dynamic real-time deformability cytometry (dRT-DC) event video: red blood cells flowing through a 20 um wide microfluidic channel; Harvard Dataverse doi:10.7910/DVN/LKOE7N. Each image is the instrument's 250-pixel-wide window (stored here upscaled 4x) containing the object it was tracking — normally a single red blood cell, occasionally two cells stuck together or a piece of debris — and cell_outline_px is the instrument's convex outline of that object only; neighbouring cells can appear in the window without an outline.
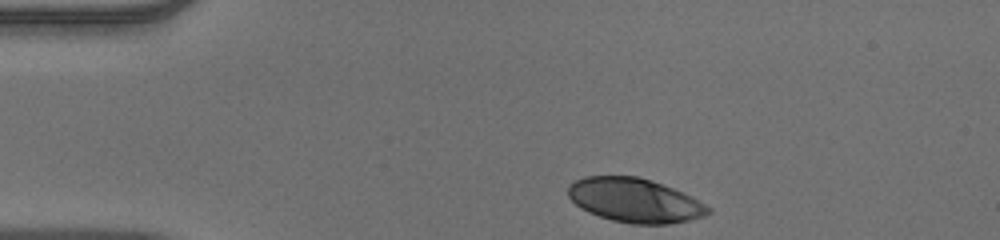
{"species": "human", "species_latin": "Homo sapiens", "temperature_condition": "warm", "stored_images_in_passage": 36, "camera_frame_rate_fps": 3000, "um_per_image_px": 0.085, "donor": {"sex": "male"}, "frame": {"image": 1, "passage_image": 1, "time_ms": 0.0, "image_size_px": [1000, 240], "cell_outline_px": [[712, 212], [704, 216], [688, 220], [668, 224], [632, 224], [612, 220], [588, 212], [580, 208], [568, 196], [568, 188], [576, 180], [584, 176], [636, 176], [672, 188], [712, 208]], "centroid_in_image_um": [53.93, 17.04], "position_along_channel_um": 31.1, "area_um2": 35.49}}
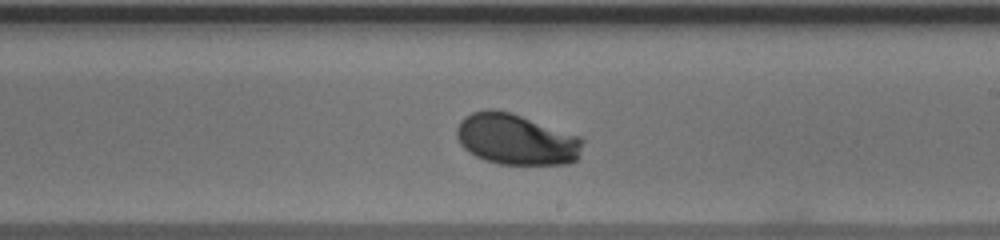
{"frame": {"image": 2, "passage_image": 22, "time_ms": 7.0, "image_size_px": [1000, 240], "cell_outline_px": [[584, 140], [580, 156], [576, 160], [568, 164], [500, 164], [484, 160], [468, 152], [460, 144], [456, 136], [456, 128], [460, 120], [464, 116], [472, 112], [488, 108], [492, 108], [512, 112], [580, 136]], "centroid_in_image_um": [43.87, 11.83], "position_along_channel_um": 245.1, "area_um2": 37.92}}
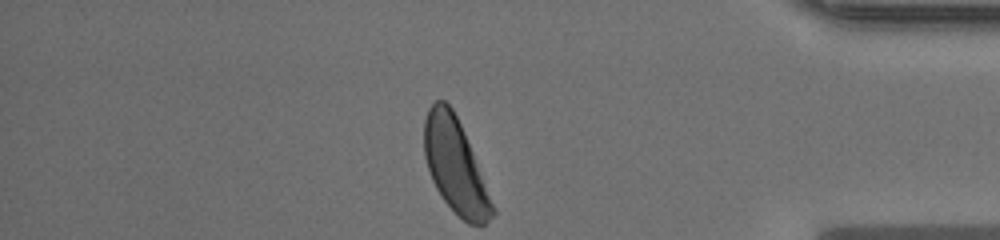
{"frame": {"image": 3, "passage_image": 36, "time_ms": 11.667, "image_size_px": [1000, 240], "cell_outline_px": [[496, 212], [484, 224], [468, 224], [444, 200], [436, 188], [432, 180], [424, 156], [424, 120], [428, 108], [436, 100], [444, 100], [452, 108], [464, 132], [496, 208]], "centroid_in_image_um": [38.7, 14.09], "position_along_channel_um": 396.5, "area_um2": 36.99}, "authors_computed_cell_mechanics": {"area_um2": 37.2232, "velocity_mm_per_s": 3.8866, "shape_relaxation_time_tau1_ms": 2.6003, "shape_relaxation_time_tau2_ms": null, "deformation_change_tau1": 0.1525, "deformation_change_tau2": null}}